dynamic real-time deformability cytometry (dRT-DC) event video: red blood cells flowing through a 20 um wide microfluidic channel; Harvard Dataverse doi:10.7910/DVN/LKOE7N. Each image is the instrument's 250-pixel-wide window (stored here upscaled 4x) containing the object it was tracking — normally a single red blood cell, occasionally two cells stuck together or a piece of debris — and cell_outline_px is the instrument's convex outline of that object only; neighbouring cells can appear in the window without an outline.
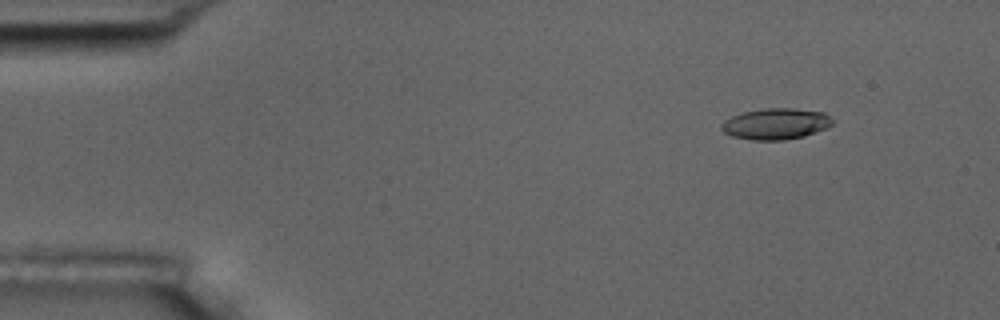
{"species": "common noctule bat (a hibernating species)", "species_latin": "Nyctalus noctula", "temperature_condition": "room temperature", "stored_images_in_passage": 5, "camera_frame_rate_fps": 3000, "um_per_image_px": 0.085, "animal": {"sex": "male", "body_mass_g": 17.5, "forearm_length_mm": 52.3}, "frame": {"image": 1, "passage_image": 2, "time_ms": 1.0, "image_size_px": [1000, 320], "cell_outline_px": [[832, 124], [828, 128], [804, 136], [784, 140], [752, 140], [732, 136], [724, 132], [720, 128], [720, 124], [724, 120], [732, 116], [744, 112], [764, 108], [792, 108], [824, 112], [832, 120]], "centroid_in_image_um": [65.93, 10.53], "position_along_channel_um": 19.1, "area_um2": 20.17}}
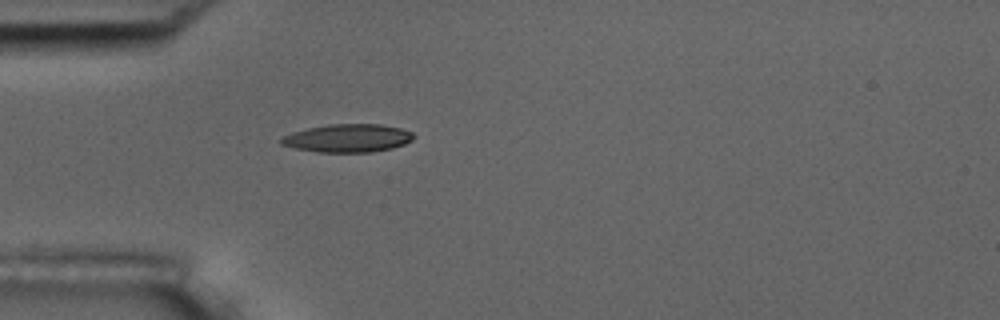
{"frame": {"image": 2, "passage_image": 5, "time_ms": 4.333, "image_size_px": [1000, 320], "cell_outline_px": [[416, 136], [412, 140], [404, 144], [392, 148], [372, 152], [316, 152], [296, 148], [280, 144], [280, 140], [284, 136], [292, 132], [308, 128], [328, 124], [380, 124], [400, 128], [412, 132]], "centroid_in_image_um": [29.58, 11.74], "position_along_channel_um": 55.4, "area_um2": 21.68}}